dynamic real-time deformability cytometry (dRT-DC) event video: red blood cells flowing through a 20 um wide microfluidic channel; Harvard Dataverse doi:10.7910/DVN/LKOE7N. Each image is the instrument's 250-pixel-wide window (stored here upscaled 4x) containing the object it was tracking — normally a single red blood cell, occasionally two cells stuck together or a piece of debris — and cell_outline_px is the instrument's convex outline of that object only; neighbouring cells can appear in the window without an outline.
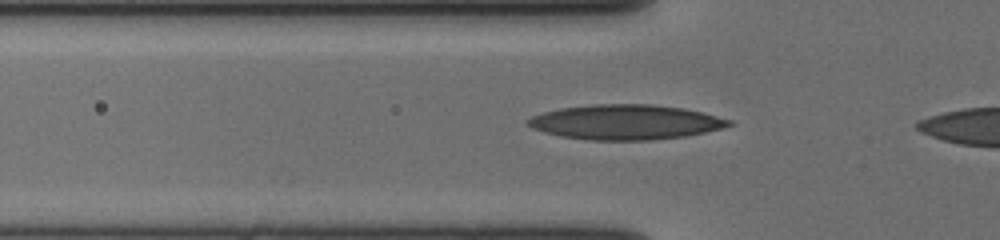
{"species": "human", "species_latin": "Homo sapiens", "temperature_condition": "cold", "stored_images_in_passage": 34, "camera_frame_rate_fps": 3000, "um_per_image_px": 0.085, "donor": {"sex": "female"}, "frame": {"image": 1, "passage_image": 4, "time_ms": 1.0, "image_size_px": [1000, 240], "cell_outline_px": [[736, 124], [724, 128], [684, 136], [652, 140], [588, 140], [560, 136], [544, 132], [532, 128], [524, 120], [532, 116], [544, 112], [560, 108], [592, 104], [652, 104], [680, 108], [700, 112], [732, 120]], "centroid_in_image_um": [53.16, 10.38], "position_along_channel_um": 72.6, "area_um2": 40.86}}
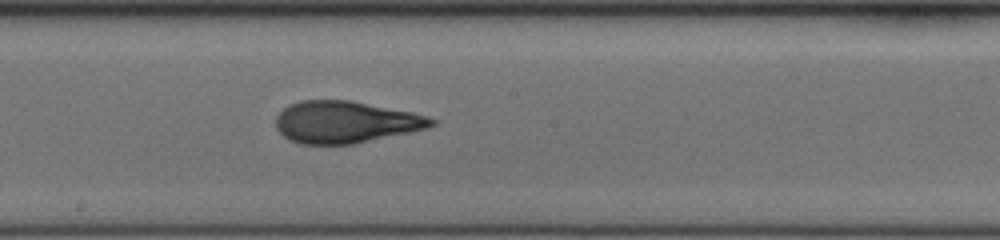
{"frame": {"image": 2, "passage_image": 16, "time_ms": 5.0, "image_size_px": [1000, 240], "cell_outline_px": [[436, 124], [428, 128], [356, 144], [300, 144], [284, 136], [276, 128], [276, 116], [288, 104], [300, 100], [348, 100], [412, 112], [428, 116], [436, 120]], "centroid_in_image_um": [29.37, 10.38], "position_along_channel_um": 218.8, "area_um2": 38.03}}
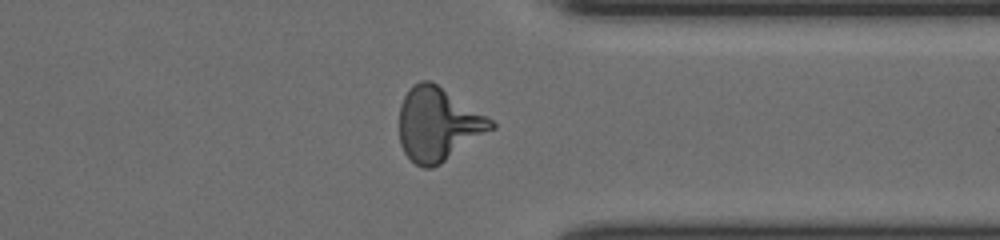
{"frame": {"image": 3, "passage_image": 29, "time_ms": 9.333, "image_size_px": [1000, 240], "cell_outline_px": [[496, 128], [440, 164], [432, 168], [420, 168], [404, 152], [400, 144], [400, 104], [404, 96], [412, 84], [420, 80], [432, 80], [488, 116], [496, 124]], "centroid_in_image_um": [37.25, 10.55], "position_along_channel_um": 374.1, "area_um2": 39.65}, "authors_computed_cell_mechanics": {"area_um2": 37.7145, "velocity_mm_per_s": 3.6585, "shape_relaxation_time_tau1_ms": 7.5802, "shape_relaxation_time_tau2_ms": 1.5591, "deformation_change_tau1": 0.268, "deformation_change_tau2": 0.0952}}